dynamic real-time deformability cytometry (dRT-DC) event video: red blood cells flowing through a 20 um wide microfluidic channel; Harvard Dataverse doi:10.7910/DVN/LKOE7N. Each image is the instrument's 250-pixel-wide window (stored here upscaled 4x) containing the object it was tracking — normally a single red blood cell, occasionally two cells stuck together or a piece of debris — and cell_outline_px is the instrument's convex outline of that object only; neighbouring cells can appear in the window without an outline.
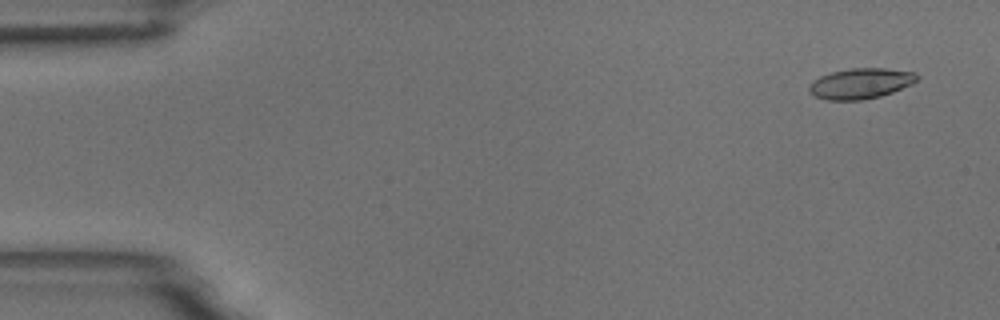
{"species": "common noctule bat (a hibernating species)", "species_latin": "Nyctalus noctula", "temperature_condition": "room temperature", "stored_images_in_passage": 54, "camera_frame_rate_fps": 3000, "um_per_image_px": 0.085, "animal": {"sex": "male", "body_mass_g": 18.8}, "frame": {"image": 1, "passage_image": 3, "time_ms": 0.667, "image_size_px": [1000, 320], "cell_outline_px": [[920, 76], [912, 84], [892, 92], [880, 96], [864, 100], [828, 100], [816, 96], [808, 92], [808, 84], [812, 80], [820, 76], [832, 72], [852, 68], [884, 68], [916, 72]], "centroid_in_image_um": [73.14, 7.09], "position_along_channel_um": 11.9, "area_um2": 19.31}}
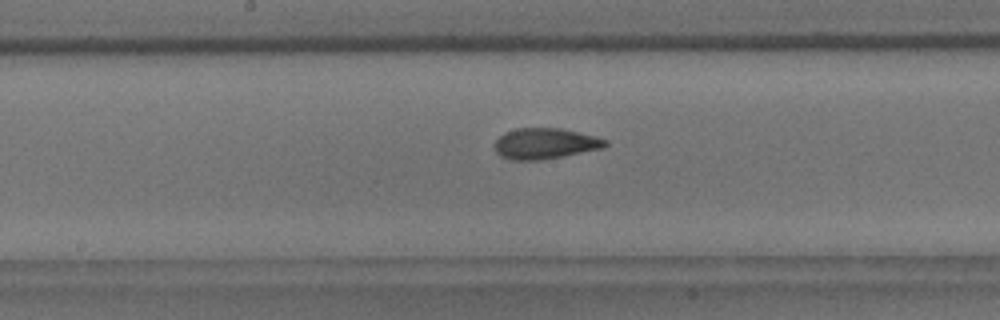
{"frame": {"image": 2, "passage_image": 28, "time_ms": 9.0, "image_size_px": [1000, 320], "cell_outline_px": [[608, 144], [604, 148], [540, 160], [512, 160], [500, 156], [496, 152], [492, 144], [504, 132], [516, 128], [560, 128], [596, 136], [608, 140]], "centroid_in_image_um": [46.31, 12.2], "position_along_channel_um": 201.9, "area_um2": 20.0}}
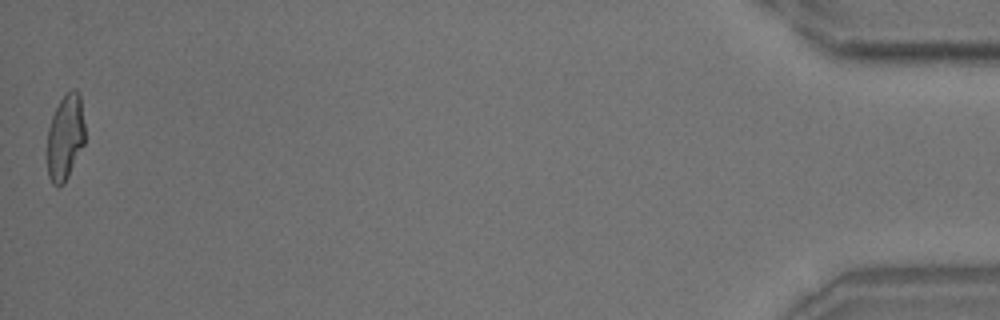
{"frame": {"image": 3, "passage_image": 54, "time_ms": 17.667, "image_size_px": [1000, 320], "cell_outline_px": [[84, 144], [64, 184], [56, 188], [52, 184], [48, 176], [48, 128], [52, 116], [60, 100], [72, 88], [76, 88], [80, 96], [84, 124]], "centroid_in_image_um": [5.54, 11.68], "position_along_channel_um": 429.7, "area_um2": 18.73}, "authors_computed_cell_mechanics": {"area_um2": 19.5075, "velocity_mm_per_s": 3.7196, "shape_relaxation_time_tau1_ms": 5.8335, "shape_relaxation_time_tau2_ms": 1.6164, "deformation_change_tau1": 0.2004, "deformation_change_tau2": 0.0912}}